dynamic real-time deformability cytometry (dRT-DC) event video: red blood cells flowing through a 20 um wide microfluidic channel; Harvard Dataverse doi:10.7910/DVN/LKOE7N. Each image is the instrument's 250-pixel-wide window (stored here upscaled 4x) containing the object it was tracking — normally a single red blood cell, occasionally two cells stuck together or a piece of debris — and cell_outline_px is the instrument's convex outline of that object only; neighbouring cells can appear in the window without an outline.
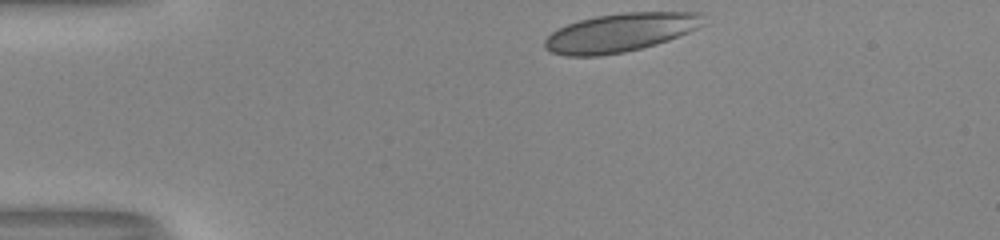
{"species": "human", "species_latin": "Homo sapiens", "temperature_condition": "room temperature", "stored_images_in_passage": 33, "camera_frame_rate_fps": 3000, "um_per_image_px": 0.085, "donor": {"sex": "male"}, "frame": {"image": 1, "passage_image": 1, "time_ms": 0.0, "image_size_px": [1000, 240], "cell_outline_px": [[704, 24], [688, 32], [668, 40], [656, 44], [624, 52], [600, 56], [568, 56], [552, 52], [544, 48], [544, 40], [552, 32], [568, 24], [580, 20], [596, 16], [624, 12], [700, 12]], "centroid_in_image_um": [52.7, 2.77], "position_along_channel_um": 32.3, "area_um2": 35.37}}
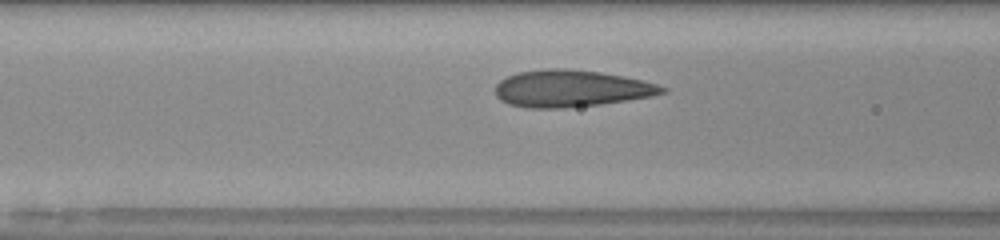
{"frame": {"image": 2, "passage_image": 12, "time_ms": 3.667, "image_size_px": [1000, 240], "cell_outline_px": [[668, 92], [652, 96], [628, 100], [600, 104], [564, 108], [524, 108], [508, 104], [500, 100], [496, 96], [496, 84], [500, 80], [516, 72], [544, 68], [568, 68], [600, 72], [624, 76], [644, 80], [668, 88]], "centroid_in_image_um": [48.54, 7.52], "position_along_channel_um": 118.1, "area_um2": 36.3}}
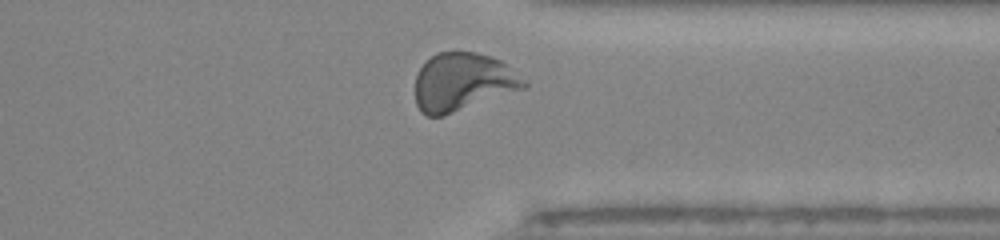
{"frame": {"image": 3, "passage_image": 31, "time_ms": 10.0, "image_size_px": [1000, 240], "cell_outline_px": [[528, 84], [524, 88], [444, 116], [428, 116], [420, 112], [416, 104], [416, 76], [420, 68], [436, 52], [476, 52], [492, 56], [500, 60]], "centroid_in_image_um": [39.3, 6.98], "position_along_channel_um": 372.1, "area_um2": 36.36}, "authors_computed_cell_mechanics": {"area_um2": 34.7956, "velocity_mm_per_s": 4.0325, "shape_relaxation_time_tau1_ms": 7.8255, "shape_relaxation_time_tau2_ms": null, "deformation_change_tau1": 0.2304, "deformation_change_tau2": null}}